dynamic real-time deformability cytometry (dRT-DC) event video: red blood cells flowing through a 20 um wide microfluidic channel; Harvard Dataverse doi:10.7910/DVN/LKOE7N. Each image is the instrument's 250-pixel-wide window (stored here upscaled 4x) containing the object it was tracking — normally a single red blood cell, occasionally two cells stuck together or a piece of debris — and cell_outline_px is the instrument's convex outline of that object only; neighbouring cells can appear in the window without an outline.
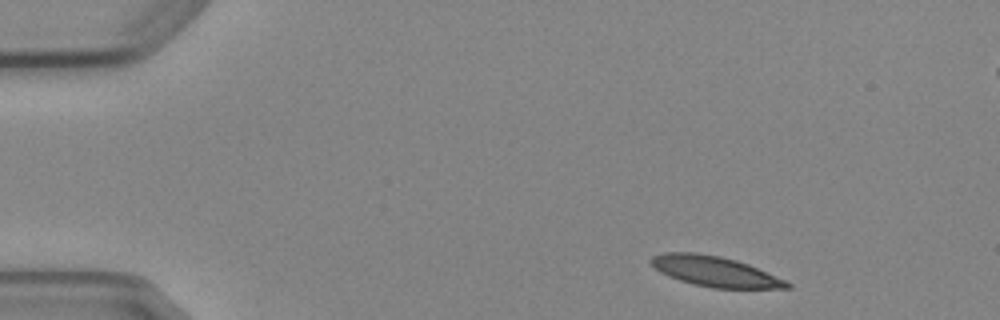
{"species": "Egyptian fruit bat (a non-hibernating species)", "species_latin": "Rousettus aegyptiacus", "temperature_condition": "cold", "stored_images_in_passage": 6, "segment_of_instrument_passage": [2, 2], "camera_frame_rate_fps": 3000, "um_per_image_px": 0.085, "animal": {"sex": "female"}, "frame": {"image": 1, "passage_image": 6, "time_ms": 6.667, "image_size_px": [1000, 320], "cell_outline_px": [[792, 288], [712, 288], [692, 284], [668, 276], [660, 272], [648, 260], [652, 256], [664, 252], [696, 252], [720, 256], [736, 260], [748, 264], [788, 280], [792, 284]], "centroid_in_image_um": [60.79, 23.07], "position_along_channel_um": 24.2, "area_um2": 24.16}}